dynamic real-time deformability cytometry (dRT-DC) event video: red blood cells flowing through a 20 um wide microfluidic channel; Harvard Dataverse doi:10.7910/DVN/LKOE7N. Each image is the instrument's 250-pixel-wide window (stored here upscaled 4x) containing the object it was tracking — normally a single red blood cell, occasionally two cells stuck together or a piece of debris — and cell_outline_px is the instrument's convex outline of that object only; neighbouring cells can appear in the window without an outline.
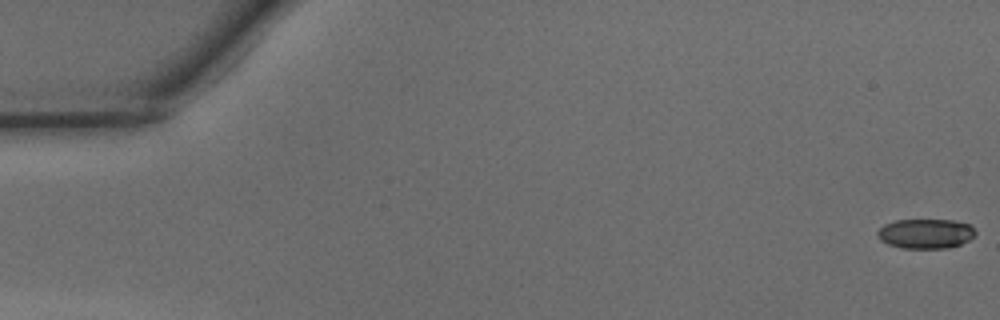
{"species": "common noctule bat (a hibernating species)", "species_latin": "Nyctalus noctula", "temperature_condition": "warm", "stored_images_in_passage": 16, "camera_frame_rate_fps": 3000, "um_per_image_px": 0.085, "animal": {"sex": "male", "body_mass_g": 15.6}, "frame": {"image": 1, "passage_image": 1, "time_ms": 0.0, "image_size_px": [1000, 320], "cell_outline_px": [[976, 236], [960, 244], [948, 248], [904, 248], [888, 244], [880, 240], [876, 232], [884, 224], [896, 220], [952, 220], [972, 224], [976, 232]], "centroid_in_image_um": [78.71, 19.85], "position_along_channel_um": 6.3, "area_um2": 17.05}}
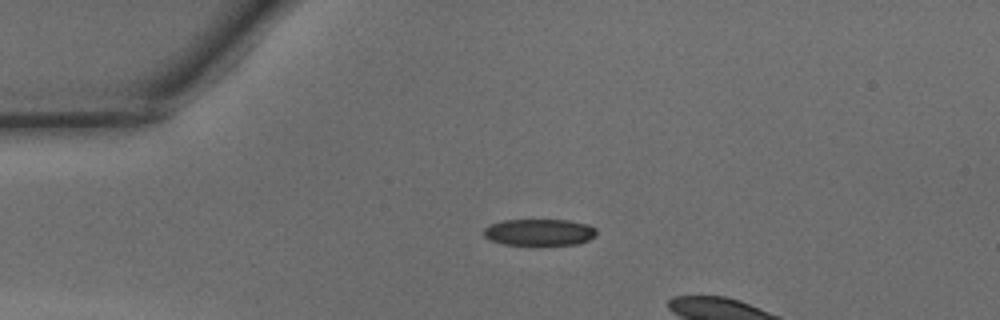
{"frame": {"image": 2, "passage_image": 12, "time_ms": 3.667, "image_size_px": [1000, 320], "cell_outline_px": [[596, 236], [588, 240], [576, 244], [504, 244], [492, 240], [484, 236], [484, 228], [488, 224], [504, 220], [568, 220], [588, 224], [596, 228]], "centroid_in_image_um": [45.85, 19.72], "position_along_channel_um": 39.1, "area_um2": 17.34}}